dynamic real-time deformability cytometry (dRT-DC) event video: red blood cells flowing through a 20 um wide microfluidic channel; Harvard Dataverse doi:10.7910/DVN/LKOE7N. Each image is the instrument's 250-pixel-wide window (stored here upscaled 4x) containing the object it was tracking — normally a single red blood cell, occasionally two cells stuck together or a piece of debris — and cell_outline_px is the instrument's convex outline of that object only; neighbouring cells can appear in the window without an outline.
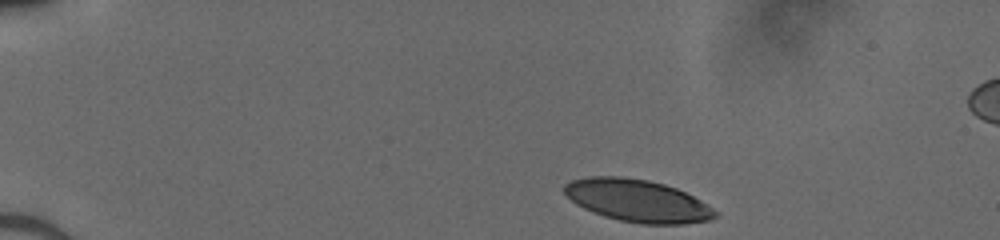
{"species": "human", "species_latin": "Homo sapiens", "temperature_condition": "cold", "stored_images_in_passage": 42, "camera_frame_rate_fps": 3000, "um_per_image_px": 0.085, "donor": {"sex": "male"}, "frame": {"image": 1, "passage_image": 1, "time_ms": 0.0, "image_size_px": [1000, 240], "cell_outline_px": [[720, 216], [708, 220], [684, 224], [640, 224], [620, 220], [604, 216], [592, 212], [576, 204], [564, 192], [564, 184], [572, 180], [588, 176], [624, 176], [648, 180], [664, 184], [676, 188], [708, 204], [720, 212]], "centroid_in_image_um": [54.21, 17.06], "position_along_channel_um": 30.8, "area_um2": 37.4}}
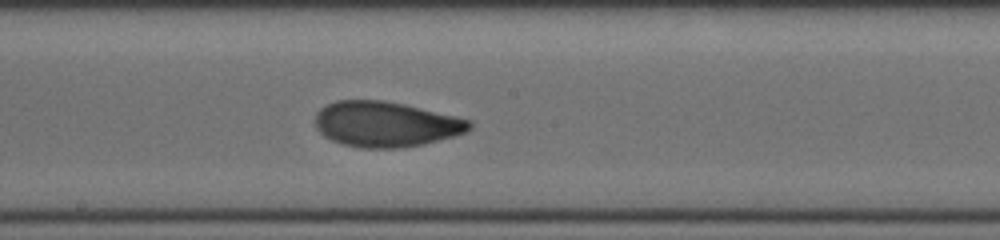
{"frame": {"image": 2, "passage_image": 21, "time_ms": 6.667, "image_size_px": [1000, 240], "cell_outline_px": [[472, 128], [468, 132], [424, 144], [400, 148], [360, 148], [344, 144], [332, 140], [324, 136], [316, 128], [316, 112], [320, 108], [336, 100], [384, 100], [404, 104], [456, 116], [472, 120]], "centroid_in_image_um": [32.81, 10.55], "position_along_channel_um": 215.4, "area_um2": 40.92}}
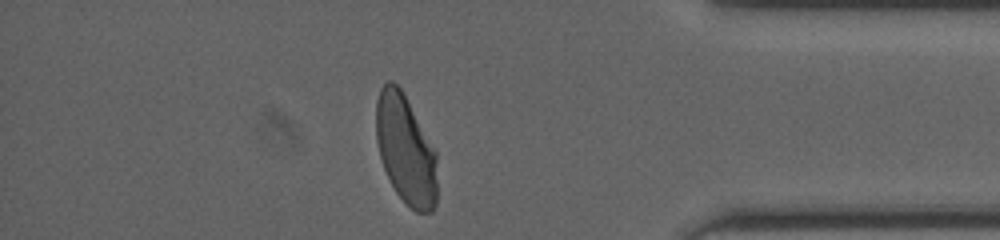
{"frame": {"image": 3, "passage_image": 36, "time_ms": 11.667, "image_size_px": [1000, 240], "cell_outline_px": [[436, 204], [432, 212], [416, 212], [396, 192], [384, 168], [380, 156], [376, 140], [376, 100], [380, 88], [388, 80], [392, 80], [404, 92], [436, 152]], "centroid_in_image_um": [34.47, 12.68], "position_along_channel_um": 400.7, "area_um2": 38.73}}